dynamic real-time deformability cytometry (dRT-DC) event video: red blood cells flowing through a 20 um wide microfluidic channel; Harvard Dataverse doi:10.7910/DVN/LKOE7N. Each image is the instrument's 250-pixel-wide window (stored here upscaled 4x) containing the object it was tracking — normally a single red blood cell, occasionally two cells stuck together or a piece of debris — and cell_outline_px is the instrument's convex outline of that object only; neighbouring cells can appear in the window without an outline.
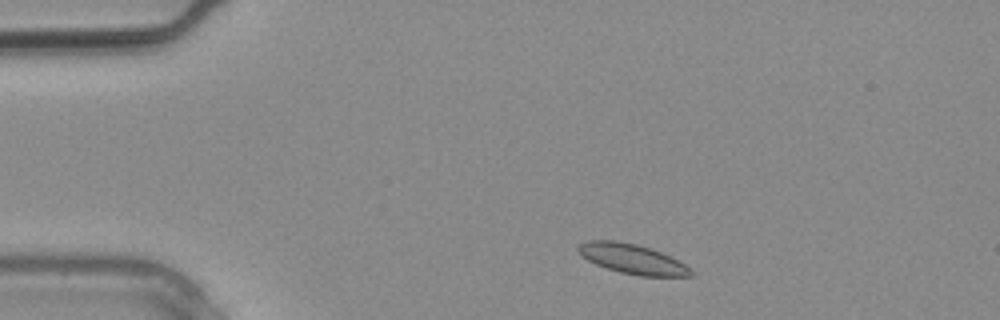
{"species": "common noctule bat (a hibernating species)", "species_latin": "Nyctalus noctula", "temperature_condition": "warm", "stored_images_in_passage": 3, "camera_frame_rate_fps": 3000, "um_per_image_px": 0.085, "animal": {"sex": "male", "body_mass_g": 20.4}, "frame": {"image": 1, "passage_image": 3, "time_ms": 0.667, "image_size_px": [1000, 320], "cell_outline_px": [[696, 276], [640, 276], [620, 272], [596, 264], [580, 256], [576, 248], [580, 244], [588, 240], [616, 240], [636, 244], [660, 252], [684, 264], [696, 272]], "centroid_in_image_um": [53.73, 22.01], "position_along_channel_um": 31.3, "area_um2": 19.48}}